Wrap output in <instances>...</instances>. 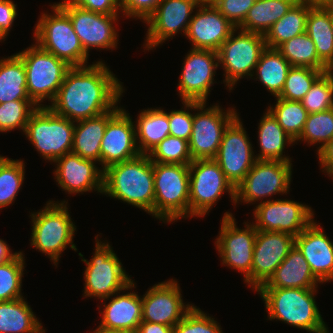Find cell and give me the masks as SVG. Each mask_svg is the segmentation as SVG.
Wrapping results in <instances>:
<instances>
[{
	"mask_svg": "<svg viewBox=\"0 0 333 333\" xmlns=\"http://www.w3.org/2000/svg\"><path fill=\"white\" fill-rule=\"evenodd\" d=\"M123 91L121 81L104 62L97 61L88 66L71 67L54 101L45 107L77 122L114 109Z\"/></svg>",
	"mask_w": 333,
	"mask_h": 333,
	"instance_id": "1",
	"label": "cell"
},
{
	"mask_svg": "<svg viewBox=\"0 0 333 333\" xmlns=\"http://www.w3.org/2000/svg\"><path fill=\"white\" fill-rule=\"evenodd\" d=\"M102 194L122 200L153 216L154 173L149 156L141 154L104 169Z\"/></svg>",
	"mask_w": 333,
	"mask_h": 333,
	"instance_id": "2",
	"label": "cell"
},
{
	"mask_svg": "<svg viewBox=\"0 0 333 333\" xmlns=\"http://www.w3.org/2000/svg\"><path fill=\"white\" fill-rule=\"evenodd\" d=\"M317 288H258L269 320H280L312 333H329L316 301Z\"/></svg>",
	"mask_w": 333,
	"mask_h": 333,
	"instance_id": "3",
	"label": "cell"
},
{
	"mask_svg": "<svg viewBox=\"0 0 333 333\" xmlns=\"http://www.w3.org/2000/svg\"><path fill=\"white\" fill-rule=\"evenodd\" d=\"M66 203V204H65ZM31 246L46 254L57 266L61 253L73 244L76 226L73 224L67 208V201H48L41 211L31 213Z\"/></svg>",
	"mask_w": 333,
	"mask_h": 333,
	"instance_id": "4",
	"label": "cell"
},
{
	"mask_svg": "<svg viewBox=\"0 0 333 333\" xmlns=\"http://www.w3.org/2000/svg\"><path fill=\"white\" fill-rule=\"evenodd\" d=\"M153 216L164 223L189 217V165L153 162Z\"/></svg>",
	"mask_w": 333,
	"mask_h": 333,
	"instance_id": "5",
	"label": "cell"
},
{
	"mask_svg": "<svg viewBox=\"0 0 333 333\" xmlns=\"http://www.w3.org/2000/svg\"><path fill=\"white\" fill-rule=\"evenodd\" d=\"M98 236H96L95 252L90 261L82 257L83 262L86 263L84 272V296L95 297L101 301H107L112 298L114 294L124 290L136 288L133 280L128 277L126 271L122 267V263L117 257L116 253L109 243H102ZM107 299V300H105Z\"/></svg>",
	"mask_w": 333,
	"mask_h": 333,
	"instance_id": "6",
	"label": "cell"
},
{
	"mask_svg": "<svg viewBox=\"0 0 333 333\" xmlns=\"http://www.w3.org/2000/svg\"><path fill=\"white\" fill-rule=\"evenodd\" d=\"M17 55L24 62L27 94L30 100L37 107H44L40 103L46 99L52 103L72 66L45 51L38 44H32Z\"/></svg>",
	"mask_w": 333,
	"mask_h": 333,
	"instance_id": "7",
	"label": "cell"
},
{
	"mask_svg": "<svg viewBox=\"0 0 333 333\" xmlns=\"http://www.w3.org/2000/svg\"><path fill=\"white\" fill-rule=\"evenodd\" d=\"M51 8L53 13H42L34 27L36 44L72 67L85 66L89 55L84 51L68 14L57 3Z\"/></svg>",
	"mask_w": 333,
	"mask_h": 333,
	"instance_id": "8",
	"label": "cell"
},
{
	"mask_svg": "<svg viewBox=\"0 0 333 333\" xmlns=\"http://www.w3.org/2000/svg\"><path fill=\"white\" fill-rule=\"evenodd\" d=\"M74 129L75 122L44 106L31 114L24 134L45 160L55 162L72 151Z\"/></svg>",
	"mask_w": 333,
	"mask_h": 333,
	"instance_id": "9",
	"label": "cell"
},
{
	"mask_svg": "<svg viewBox=\"0 0 333 333\" xmlns=\"http://www.w3.org/2000/svg\"><path fill=\"white\" fill-rule=\"evenodd\" d=\"M228 192L235 203V187L214 159L193 160L189 164V217H202Z\"/></svg>",
	"mask_w": 333,
	"mask_h": 333,
	"instance_id": "10",
	"label": "cell"
},
{
	"mask_svg": "<svg viewBox=\"0 0 333 333\" xmlns=\"http://www.w3.org/2000/svg\"><path fill=\"white\" fill-rule=\"evenodd\" d=\"M236 31L238 35H235ZM266 47L264 35L238 28L223 42L218 50L219 66L225 71L223 82L230 91L244 76L252 78L253 70Z\"/></svg>",
	"mask_w": 333,
	"mask_h": 333,
	"instance_id": "11",
	"label": "cell"
},
{
	"mask_svg": "<svg viewBox=\"0 0 333 333\" xmlns=\"http://www.w3.org/2000/svg\"><path fill=\"white\" fill-rule=\"evenodd\" d=\"M292 163L280 160H256L244 179L235 187V204H253L290 189Z\"/></svg>",
	"mask_w": 333,
	"mask_h": 333,
	"instance_id": "12",
	"label": "cell"
},
{
	"mask_svg": "<svg viewBox=\"0 0 333 333\" xmlns=\"http://www.w3.org/2000/svg\"><path fill=\"white\" fill-rule=\"evenodd\" d=\"M205 107L206 103L196 102L199 112L193 114L192 133L188 141L193 160L214 159L225 129L239 115L233 108L223 112L219 105Z\"/></svg>",
	"mask_w": 333,
	"mask_h": 333,
	"instance_id": "13",
	"label": "cell"
},
{
	"mask_svg": "<svg viewBox=\"0 0 333 333\" xmlns=\"http://www.w3.org/2000/svg\"><path fill=\"white\" fill-rule=\"evenodd\" d=\"M219 236L215 239L216 249L222 265L231 267L244 274V281L251 287V269L257 229L254 222L245 223L244 229L236 226V219L227 212L221 220Z\"/></svg>",
	"mask_w": 333,
	"mask_h": 333,
	"instance_id": "14",
	"label": "cell"
},
{
	"mask_svg": "<svg viewBox=\"0 0 333 333\" xmlns=\"http://www.w3.org/2000/svg\"><path fill=\"white\" fill-rule=\"evenodd\" d=\"M253 211L257 230L277 231L294 237L314 219L311 207L288 199L261 201Z\"/></svg>",
	"mask_w": 333,
	"mask_h": 333,
	"instance_id": "15",
	"label": "cell"
},
{
	"mask_svg": "<svg viewBox=\"0 0 333 333\" xmlns=\"http://www.w3.org/2000/svg\"><path fill=\"white\" fill-rule=\"evenodd\" d=\"M69 16L73 29L79 38L84 51L89 49L117 48L118 32L114 23L119 14L105 15L81 7L70 5L65 0L57 3Z\"/></svg>",
	"mask_w": 333,
	"mask_h": 333,
	"instance_id": "16",
	"label": "cell"
},
{
	"mask_svg": "<svg viewBox=\"0 0 333 333\" xmlns=\"http://www.w3.org/2000/svg\"><path fill=\"white\" fill-rule=\"evenodd\" d=\"M237 116L225 129L214 160L226 178L236 187L256 162L252 144Z\"/></svg>",
	"mask_w": 333,
	"mask_h": 333,
	"instance_id": "17",
	"label": "cell"
},
{
	"mask_svg": "<svg viewBox=\"0 0 333 333\" xmlns=\"http://www.w3.org/2000/svg\"><path fill=\"white\" fill-rule=\"evenodd\" d=\"M183 62L177 84L182 101L206 103L219 68L218 52L191 48Z\"/></svg>",
	"mask_w": 333,
	"mask_h": 333,
	"instance_id": "18",
	"label": "cell"
},
{
	"mask_svg": "<svg viewBox=\"0 0 333 333\" xmlns=\"http://www.w3.org/2000/svg\"><path fill=\"white\" fill-rule=\"evenodd\" d=\"M200 4L201 0H162L155 12L144 22L148 26L145 49L153 50L166 40L173 39L180 31L185 36L193 10Z\"/></svg>",
	"mask_w": 333,
	"mask_h": 333,
	"instance_id": "19",
	"label": "cell"
},
{
	"mask_svg": "<svg viewBox=\"0 0 333 333\" xmlns=\"http://www.w3.org/2000/svg\"><path fill=\"white\" fill-rule=\"evenodd\" d=\"M193 306L183 302L177 281L159 282L142 297V321L174 327Z\"/></svg>",
	"mask_w": 333,
	"mask_h": 333,
	"instance_id": "20",
	"label": "cell"
},
{
	"mask_svg": "<svg viewBox=\"0 0 333 333\" xmlns=\"http://www.w3.org/2000/svg\"><path fill=\"white\" fill-rule=\"evenodd\" d=\"M295 245V237L277 231L257 230L253 250L251 287L265 284Z\"/></svg>",
	"mask_w": 333,
	"mask_h": 333,
	"instance_id": "21",
	"label": "cell"
},
{
	"mask_svg": "<svg viewBox=\"0 0 333 333\" xmlns=\"http://www.w3.org/2000/svg\"><path fill=\"white\" fill-rule=\"evenodd\" d=\"M141 155L132 118L121 108L108 122L101 141L100 163L102 170L129 161Z\"/></svg>",
	"mask_w": 333,
	"mask_h": 333,
	"instance_id": "22",
	"label": "cell"
},
{
	"mask_svg": "<svg viewBox=\"0 0 333 333\" xmlns=\"http://www.w3.org/2000/svg\"><path fill=\"white\" fill-rule=\"evenodd\" d=\"M95 162L73 152L59 157L54 162L57 166L53 173L58 186L68 194L90 192L93 189L102 193L104 170L98 169Z\"/></svg>",
	"mask_w": 333,
	"mask_h": 333,
	"instance_id": "23",
	"label": "cell"
},
{
	"mask_svg": "<svg viewBox=\"0 0 333 333\" xmlns=\"http://www.w3.org/2000/svg\"><path fill=\"white\" fill-rule=\"evenodd\" d=\"M198 8L191 18L185 36L192 42V49L218 52L236 27L215 6L201 3Z\"/></svg>",
	"mask_w": 333,
	"mask_h": 333,
	"instance_id": "24",
	"label": "cell"
},
{
	"mask_svg": "<svg viewBox=\"0 0 333 333\" xmlns=\"http://www.w3.org/2000/svg\"><path fill=\"white\" fill-rule=\"evenodd\" d=\"M314 220L295 237L312 273L322 282L333 281V243Z\"/></svg>",
	"mask_w": 333,
	"mask_h": 333,
	"instance_id": "25",
	"label": "cell"
},
{
	"mask_svg": "<svg viewBox=\"0 0 333 333\" xmlns=\"http://www.w3.org/2000/svg\"><path fill=\"white\" fill-rule=\"evenodd\" d=\"M120 293L108 304L103 303L102 320L96 329L136 332L142 322V298L135 292Z\"/></svg>",
	"mask_w": 333,
	"mask_h": 333,
	"instance_id": "26",
	"label": "cell"
},
{
	"mask_svg": "<svg viewBox=\"0 0 333 333\" xmlns=\"http://www.w3.org/2000/svg\"><path fill=\"white\" fill-rule=\"evenodd\" d=\"M322 283L311 271L310 265L294 245L270 279L259 288H317Z\"/></svg>",
	"mask_w": 333,
	"mask_h": 333,
	"instance_id": "27",
	"label": "cell"
},
{
	"mask_svg": "<svg viewBox=\"0 0 333 333\" xmlns=\"http://www.w3.org/2000/svg\"><path fill=\"white\" fill-rule=\"evenodd\" d=\"M118 105L111 111L77 121L74 129L72 151L83 159L100 162L101 141L107 122L120 110Z\"/></svg>",
	"mask_w": 333,
	"mask_h": 333,
	"instance_id": "28",
	"label": "cell"
},
{
	"mask_svg": "<svg viewBox=\"0 0 333 333\" xmlns=\"http://www.w3.org/2000/svg\"><path fill=\"white\" fill-rule=\"evenodd\" d=\"M261 118L257 131L260 153L258 156L255 155L256 160L292 162L289 156L283 155V152L286 144L291 146L295 140L284 131L268 109Z\"/></svg>",
	"mask_w": 333,
	"mask_h": 333,
	"instance_id": "29",
	"label": "cell"
},
{
	"mask_svg": "<svg viewBox=\"0 0 333 333\" xmlns=\"http://www.w3.org/2000/svg\"><path fill=\"white\" fill-rule=\"evenodd\" d=\"M43 328L24 297L0 301V333H45Z\"/></svg>",
	"mask_w": 333,
	"mask_h": 333,
	"instance_id": "30",
	"label": "cell"
},
{
	"mask_svg": "<svg viewBox=\"0 0 333 333\" xmlns=\"http://www.w3.org/2000/svg\"><path fill=\"white\" fill-rule=\"evenodd\" d=\"M137 119L135 122L137 146L141 154L147 155L157 144L170 135L168 113L161 108H148L143 109Z\"/></svg>",
	"mask_w": 333,
	"mask_h": 333,
	"instance_id": "31",
	"label": "cell"
},
{
	"mask_svg": "<svg viewBox=\"0 0 333 333\" xmlns=\"http://www.w3.org/2000/svg\"><path fill=\"white\" fill-rule=\"evenodd\" d=\"M306 33L313 40L318 57L333 70V30L331 8H311Z\"/></svg>",
	"mask_w": 333,
	"mask_h": 333,
	"instance_id": "32",
	"label": "cell"
},
{
	"mask_svg": "<svg viewBox=\"0 0 333 333\" xmlns=\"http://www.w3.org/2000/svg\"><path fill=\"white\" fill-rule=\"evenodd\" d=\"M293 5L287 0H256L238 29L265 36Z\"/></svg>",
	"mask_w": 333,
	"mask_h": 333,
	"instance_id": "33",
	"label": "cell"
},
{
	"mask_svg": "<svg viewBox=\"0 0 333 333\" xmlns=\"http://www.w3.org/2000/svg\"><path fill=\"white\" fill-rule=\"evenodd\" d=\"M14 100H30L24 62L16 53L0 59V104Z\"/></svg>",
	"mask_w": 333,
	"mask_h": 333,
	"instance_id": "34",
	"label": "cell"
},
{
	"mask_svg": "<svg viewBox=\"0 0 333 333\" xmlns=\"http://www.w3.org/2000/svg\"><path fill=\"white\" fill-rule=\"evenodd\" d=\"M291 67L277 49L266 47L255 67V79H259L271 95L278 97Z\"/></svg>",
	"mask_w": 333,
	"mask_h": 333,
	"instance_id": "35",
	"label": "cell"
},
{
	"mask_svg": "<svg viewBox=\"0 0 333 333\" xmlns=\"http://www.w3.org/2000/svg\"><path fill=\"white\" fill-rule=\"evenodd\" d=\"M311 8L307 3L293 5L264 36L266 46L277 49L284 42L306 32V20Z\"/></svg>",
	"mask_w": 333,
	"mask_h": 333,
	"instance_id": "36",
	"label": "cell"
},
{
	"mask_svg": "<svg viewBox=\"0 0 333 333\" xmlns=\"http://www.w3.org/2000/svg\"><path fill=\"white\" fill-rule=\"evenodd\" d=\"M277 50L292 67L331 70L319 57L313 40L306 32L281 44Z\"/></svg>",
	"mask_w": 333,
	"mask_h": 333,
	"instance_id": "37",
	"label": "cell"
},
{
	"mask_svg": "<svg viewBox=\"0 0 333 333\" xmlns=\"http://www.w3.org/2000/svg\"><path fill=\"white\" fill-rule=\"evenodd\" d=\"M276 105L268 110L277 119L278 124L295 141L303 132L308 112L300 101L286 100L276 97Z\"/></svg>",
	"mask_w": 333,
	"mask_h": 333,
	"instance_id": "38",
	"label": "cell"
},
{
	"mask_svg": "<svg viewBox=\"0 0 333 333\" xmlns=\"http://www.w3.org/2000/svg\"><path fill=\"white\" fill-rule=\"evenodd\" d=\"M24 161L0 159V209L9 206L16 199L25 175Z\"/></svg>",
	"mask_w": 333,
	"mask_h": 333,
	"instance_id": "39",
	"label": "cell"
},
{
	"mask_svg": "<svg viewBox=\"0 0 333 333\" xmlns=\"http://www.w3.org/2000/svg\"><path fill=\"white\" fill-rule=\"evenodd\" d=\"M24 260L23 252H19L13 259L0 264V301L23 298L21 287Z\"/></svg>",
	"mask_w": 333,
	"mask_h": 333,
	"instance_id": "40",
	"label": "cell"
},
{
	"mask_svg": "<svg viewBox=\"0 0 333 333\" xmlns=\"http://www.w3.org/2000/svg\"><path fill=\"white\" fill-rule=\"evenodd\" d=\"M328 71L330 70H315L308 67H291L278 98L301 101L314 82L323 73Z\"/></svg>",
	"mask_w": 333,
	"mask_h": 333,
	"instance_id": "41",
	"label": "cell"
},
{
	"mask_svg": "<svg viewBox=\"0 0 333 333\" xmlns=\"http://www.w3.org/2000/svg\"><path fill=\"white\" fill-rule=\"evenodd\" d=\"M333 139V108L324 112L308 114L300 137L295 141H305L309 145H321L317 152Z\"/></svg>",
	"mask_w": 333,
	"mask_h": 333,
	"instance_id": "42",
	"label": "cell"
},
{
	"mask_svg": "<svg viewBox=\"0 0 333 333\" xmlns=\"http://www.w3.org/2000/svg\"><path fill=\"white\" fill-rule=\"evenodd\" d=\"M308 114L333 108V70L323 73L300 101Z\"/></svg>",
	"mask_w": 333,
	"mask_h": 333,
	"instance_id": "43",
	"label": "cell"
},
{
	"mask_svg": "<svg viewBox=\"0 0 333 333\" xmlns=\"http://www.w3.org/2000/svg\"><path fill=\"white\" fill-rule=\"evenodd\" d=\"M152 162L189 165L193 159L189 151V142L168 135L148 154Z\"/></svg>",
	"mask_w": 333,
	"mask_h": 333,
	"instance_id": "44",
	"label": "cell"
},
{
	"mask_svg": "<svg viewBox=\"0 0 333 333\" xmlns=\"http://www.w3.org/2000/svg\"><path fill=\"white\" fill-rule=\"evenodd\" d=\"M38 107L31 100H14L0 104V132L19 128L23 132L31 114Z\"/></svg>",
	"mask_w": 333,
	"mask_h": 333,
	"instance_id": "45",
	"label": "cell"
},
{
	"mask_svg": "<svg viewBox=\"0 0 333 333\" xmlns=\"http://www.w3.org/2000/svg\"><path fill=\"white\" fill-rule=\"evenodd\" d=\"M214 319L193 306L173 327V333H223Z\"/></svg>",
	"mask_w": 333,
	"mask_h": 333,
	"instance_id": "46",
	"label": "cell"
},
{
	"mask_svg": "<svg viewBox=\"0 0 333 333\" xmlns=\"http://www.w3.org/2000/svg\"><path fill=\"white\" fill-rule=\"evenodd\" d=\"M184 110H172L168 113L169 134L183 140H190L193 125V114L196 111V102H182ZM189 109V110H188Z\"/></svg>",
	"mask_w": 333,
	"mask_h": 333,
	"instance_id": "47",
	"label": "cell"
},
{
	"mask_svg": "<svg viewBox=\"0 0 333 333\" xmlns=\"http://www.w3.org/2000/svg\"><path fill=\"white\" fill-rule=\"evenodd\" d=\"M255 1L256 0H221L215 7L229 22L238 28Z\"/></svg>",
	"mask_w": 333,
	"mask_h": 333,
	"instance_id": "48",
	"label": "cell"
},
{
	"mask_svg": "<svg viewBox=\"0 0 333 333\" xmlns=\"http://www.w3.org/2000/svg\"><path fill=\"white\" fill-rule=\"evenodd\" d=\"M162 0H120L121 13L127 17L145 22Z\"/></svg>",
	"mask_w": 333,
	"mask_h": 333,
	"instance_id": "49",
	"label": "cell"
},
{
	"mask_svg": "<svg viewBox=\"0 0 333 333\" xmlns=\"http://www.w3.org/2000/svg\"><path fill=\"white\" fill-rule=\"evenodd\" d=\"M70 5H75L83 9L105 14H119L120 0H65Z\"/></svg>",
	"mask_w": 333,
	"mask_h": 333,
	"instance_id": "50",
	"label": "cell"
},
{
	"mask_svg": "<svg viewBox=\"0 0 333 333\" xmlns=\"http://www.w3.org/2000/svg\"><path fill=\"white\" fill-rule=\"evenodd\" d=\"M17 14V4L12 0H0V34L6 38Z\"/></svg>",
	"mask_w": 333,
	"mask_h": 333,
	"instance_id": "51",
	"label": "cell"
},
{
	"mask_svg": "<svg viewBox=\"0 0 333 333\" xmlns=\"http://www.w3.org/2000/svg\"><path fill=\"white\" fill-rule=\"evenodd\" d=\"M319 162L324 173L333 168V139L323 146L317 153Z\"/></svg>",
	"mask_w": 333,
	"mask_h": 333,
	"instance_id": "52",
	"label": "cell"
},
{
	"mask_svg": "<svg viewBox=\"0 0 333 333\" xmlns=\"http://www.w3.org/2000/svg\"><path fill=\"white\" fill-rule=\"evenodd\" d=\"M136 333H173V327L158 323L142 321Z\"/></svg>",
	"mask_w": 333,
	"mask_h": 333,
	"instance_id": "53",
	"label": "cell"
},
{
	"mask_svg": "<svg viewBox=\"0 0 333 333\" xmlns=\"http://www.w3.org/2000/svg\"><path fill=\"white\" fill-rule=\"evenodd\" d=\"M11 251L8 244L3 239H0V264L13 259L19 253H12Z\"/></svg>",
	"mask_w": 333,
	"mask_h": 333,
	"instance_id": "54",
	"label": "cell"
},
{
	"mask_svg": "<svg viewBox=\"0 0 333 333\" xmlns=\"http://www.w3.org/2000/svg\"><path fill=\"white\" fill-rule=\"evenodd\" d=\"M312 8H331L333 7V0H305Z\"/></svg>",
	"mask_w": 333,
	"mask_h": 333,
	"instance_id": "55",
	"label": "cell"
},
{
	"mask_svg": "<svg viewBox=\"0 0 333 333\" xmlns=\"http://www.w3.org/2000/svg\"><path fill=\"white\" fill-rule=\"evenodd\" d=\"M91 333H136L134 331H121V330H102V329H95Z\"/></svg>",
	"mask_w": 333,
	"mask_h": 333,
	"instance_id": "56",
	"label": "cell"
},
{
	"mask_svg": "<svg viewBox=\"0 0 333 333\" xmlns=\"http://www.w3.org/2000/svg\"><path fill=\"white\" fill-rule=\"evenodd\" d=\"M221 0H201V3L206 5L215 6Z\"/></svg>",
	"mask_w": 333,
	"mask_h": 333,
	"instance_id": "57",
	"label": "cell"
},
{
	"mask_svg": "<svg viewBox=\"0 0 333 333\" xmlns=\"http://www.w3.org/2000/svg\"><path fill=\"white\" fill-rule=\"evenodd\" d=\"M287 1L292 2L294 5H296V4H301V3H305V0H287Z\"/></svg>",
	"mask_w": 333,
	"mask_h": 333,
	"instance_id": "58",
	"label": "cell"
},
{
	"mask_svg": "<svg viewBox=\"0 0 333 333\" xmlns=\"http://www.w3.org/2000/svg\"><path fill=\"white\" fill-rule=\"evenodd\" d=\"M331 21H332V30H333V7H331Z\"/></svg>",
	"mask_w": 333,
	"mask_h": 333,
	"instance_id": "59",
	"label": "cell"
},
{
	"mask_svg": "<svg viewBox=\"0 0 333 333\" xmlns=\"http://www.w3.org/2000/svg\"><path fill=\"white\" fill-rule=\"evenodd\" d=\"M329 177H333V168L327 173Z\"/></svg>",
	"mask_w": 333,
	"mask_h": 333,
	"instance_id": "60",
	"label": "cell"
},
{
	"mask_svg": "<svg viewBox=\"0 0 333 333\" xmlns=\"http://www.w3.org/2000/svg\"><path fill=\"white\" fill-rule=\"evenodd\" d=\"M5 38L0 34V42L4 40Z\"/></svg>",
	"mask_w": 333,
	"mask_h": 333,
	"instance_id": "61",
	"label": "cell"
}]
</instances>
